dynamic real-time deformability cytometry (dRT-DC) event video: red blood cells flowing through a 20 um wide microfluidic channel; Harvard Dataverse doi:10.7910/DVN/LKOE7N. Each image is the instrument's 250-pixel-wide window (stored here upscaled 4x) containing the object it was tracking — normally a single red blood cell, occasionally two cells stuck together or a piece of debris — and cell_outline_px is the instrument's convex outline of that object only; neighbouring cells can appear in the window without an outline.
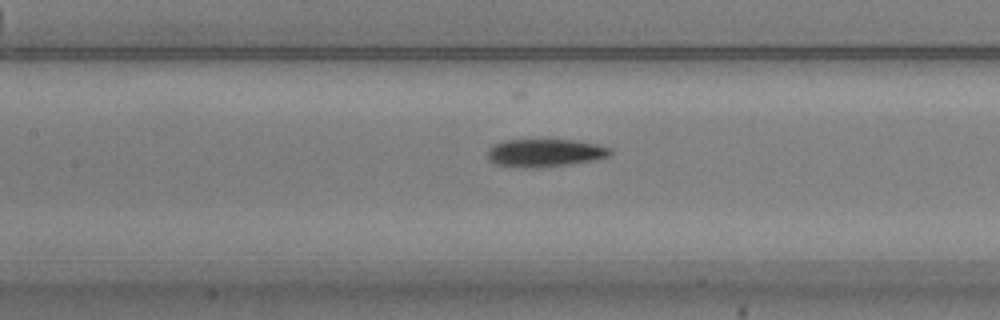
{"species": "common noctule bat (a hibernating species)", "species_latin": "Nyctalus noctula", "temperature_condition": "warm", "stored_images_in_passage": 51, "camera_frame_rate_fps": 3000, "um_per_image_px": 0.085, "animal": {"sex": "male", "body_mass_g": 20.5, "forearm_length_mm": 52.5}, "frame": {"image": 1, "passage_image": 21, "time_ms": 6.667, "image_size_px": [1000, 320], "cell_outline_px": [[612, 152], [608, 156], [592, 160], [568, 164], [540, 168], [532, 168], [496, 164], [488, 160], [488, 148], [492, 144], [504, 140], [572, 140], [596, 144], [608, 148]], "centroid_in_image_um": [46.25, 12.99], "position_along_channel_um": 161.1, "area_um2": 19.71}}
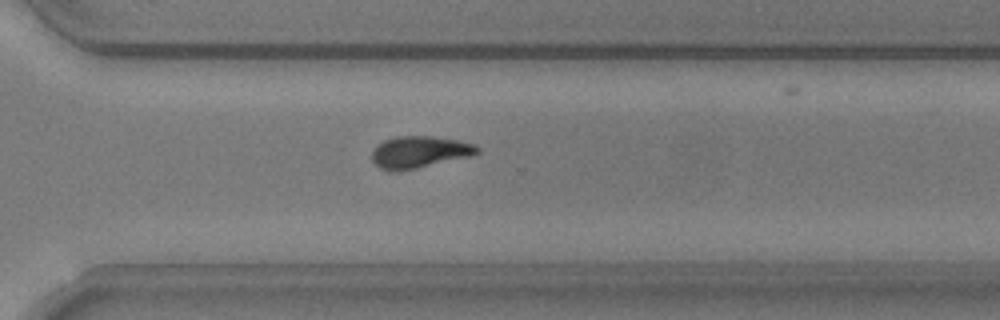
{"frame": {"image": 2, "passage_image": 35, "time_ms": 11.333, "image_size_px": [1000, 320], "cell_outline_px": [[480, 152], [472, 156], [400, 172], [392, 172], [380, 168], [372, 160], [372, 152], [376, 144], [384, 140], [396, 136], [432, 136], [456, 140], [472, 144], [480, 148]], "centroid_in_image_um": [35.63, 12.94], "position_along_channel_um": 335.0, "area_um2": 19.77}}
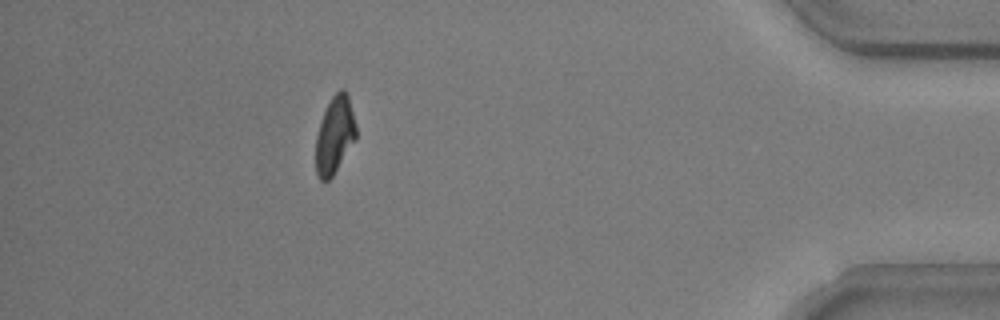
{"frame": {"image": 3, "passage_image": 45, "time_ms": 14.667, "image_size_px": [1000, 320], "cell_outline_px": [[356, 140], [332, 176], [328, 180], [320, 180], [316, 172], [316, 136], [324, 112], [332, 96], [340, 88], [344, 88], [348, 96], [356, 124]], "centroid_in_image_um": [28.46, 11.47], "position_along_channel_um": 406.7, "area_um2": 17.98}, "authors_computed_cell_mechanics": {"area_um2": 19.363, "velocity_mm_per_s": 3.7413, "shape_relaxation_time_tau1_ms": 4.1154, "shape_relaxation_time_tau2_ms": 3.9902, "deformation_change_tau1": 0.1737, "deformation_change_tau2": 0.1134}}